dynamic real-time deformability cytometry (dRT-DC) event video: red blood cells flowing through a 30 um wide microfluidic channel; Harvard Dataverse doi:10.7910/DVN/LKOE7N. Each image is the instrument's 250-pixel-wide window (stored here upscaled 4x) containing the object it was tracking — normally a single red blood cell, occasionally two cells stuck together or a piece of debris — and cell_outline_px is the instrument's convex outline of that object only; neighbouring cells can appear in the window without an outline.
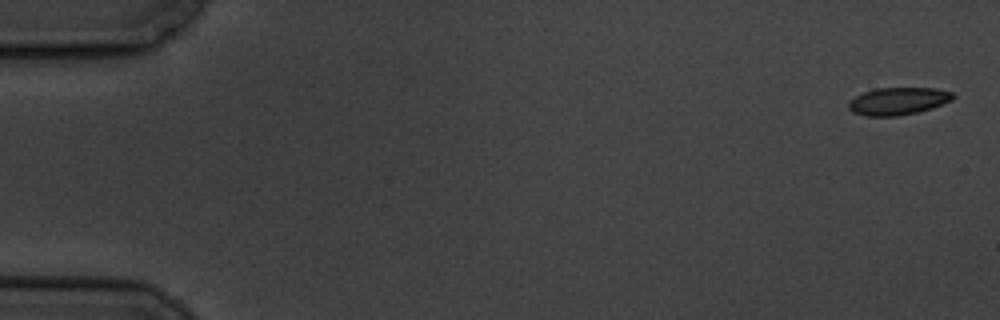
{"species": "common noctule bat (a hibernating species)", "species_latin": "Nyctalus noctula", "temperature_condition": "cold", "stored_images_in_passage": 5, "camera_frame_rate_fps": 3000, "um_per_image_px": 0.085, "animal": {"sex": "male", "body_mass_g": 19.5, "forearm_length_mm": 54.6}, "frame": {"image": 1, "passage_image": 1, "time_ms": 0.0, "image_size_px": [1000, 320], "cell_outline_px": [[956, 96], [952, 100], [932, 108], [916, 112], [896, 116], [868, 116], [852, 112], [848, 108], [848, 104], [856, 96], [864, 92], [876, 88], [936, 88], [952, 92]], "centroid_in_image_um": [76.36, 8.59], "position_along_channel_um": 8.6, "area_um2": 16.59}}